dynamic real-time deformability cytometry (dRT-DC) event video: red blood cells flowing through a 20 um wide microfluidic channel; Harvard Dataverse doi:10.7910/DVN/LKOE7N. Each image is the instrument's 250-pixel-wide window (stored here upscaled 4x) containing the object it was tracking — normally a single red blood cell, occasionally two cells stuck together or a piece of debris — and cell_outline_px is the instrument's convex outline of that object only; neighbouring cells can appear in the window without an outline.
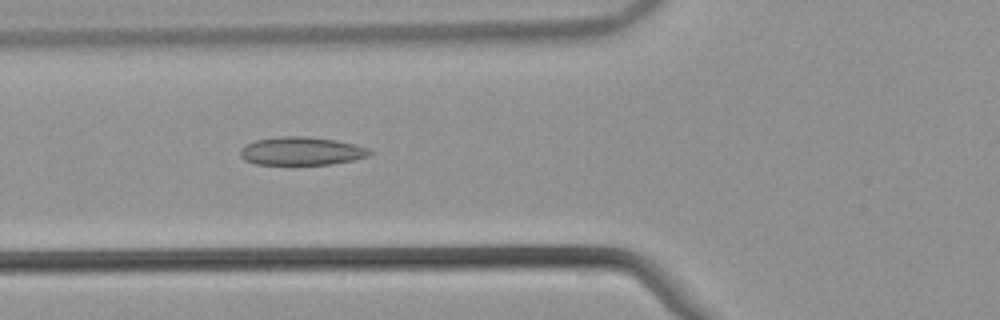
{"species": "common noctule bat (a hibernating species)", "species_latin": "Nyctalus noctula", "temperature_condition": "warm", "stored_images_in_passage": 53, "camera_frame_rate_fps": 3000, "um_per_image_px": 0.085, "animal": {"sex": "male", "body_mass_g": 21.5, "forearm_length_mm": 52.0}, "frame": {"image": 1, "passage_image": 20, "time_ms": 6.333, "image_size_px": [1000, 320], "cell_outline_px": [[372, 152], [368, 156], [352, 160], [332, 164], [256, 164], [244, 160], [240, 156], [240, 148], [256, 140], [280, 136], [304, 136], [336, 140], [368, 148]], "centroid_in_image_um": [25.6, 12.84], "position_along_channel_um": 100.2, "area_um2": 21.1}}
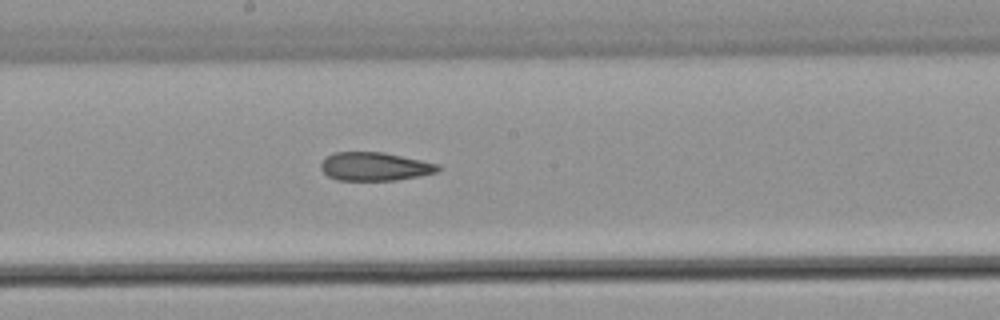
{"frame": {"image": 2, "passage_image": 29, "time_ms": 9.333, "image_size_px": [1000, 320], "cell_outline_px": [[440, 168], [436, 172], [420, 176], [396, 180], [336, 180], [328, 176], [320, 168], [320, 164], [332, 152], [384, 152], [440, 164]], "centroid_in_image_um": [31.86, 14.15], "position_along_channel_um": 216.3, "area_um2": 19.42}}
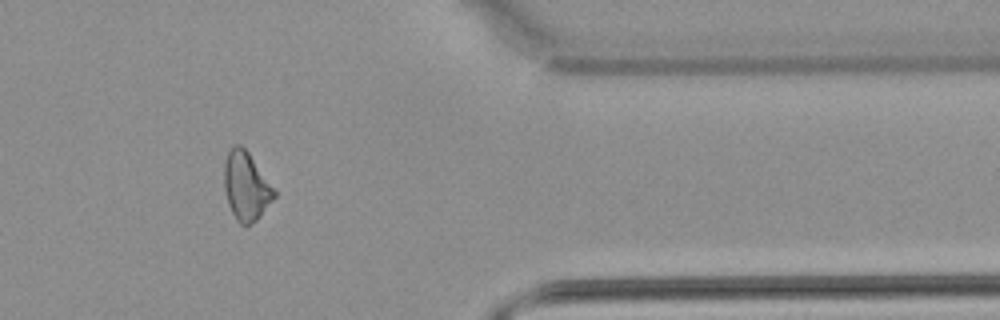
{"frame": {"image": 3, "passage_image": 44, "time_ms": 14.333, "image_size_px": [1000, 320], "cell_outline_px": [[276, 196], [260, 216], [256, 220], [244, 228], [236, 220], [228, 204], [224, 188], [224, 160], [228, 152], [236, 144], [240, 144], [248, 152], [276, 188]], "centroid_in_image_um": [20.93, 15.84], "position_along_channel_um": 390.5, "area_um2": 20.23}, "authors_computed_cell_mechanics": {"area_um2": 20.6346, "velocity_mm_per_s": 3.8644, "shape_relaxation_time_tau1_ms": null, "shape_relaxation_time_tau2_ms": 5.0102, "deformation_change_tau1": null, "deformation_change_tau2": 0.1332}}